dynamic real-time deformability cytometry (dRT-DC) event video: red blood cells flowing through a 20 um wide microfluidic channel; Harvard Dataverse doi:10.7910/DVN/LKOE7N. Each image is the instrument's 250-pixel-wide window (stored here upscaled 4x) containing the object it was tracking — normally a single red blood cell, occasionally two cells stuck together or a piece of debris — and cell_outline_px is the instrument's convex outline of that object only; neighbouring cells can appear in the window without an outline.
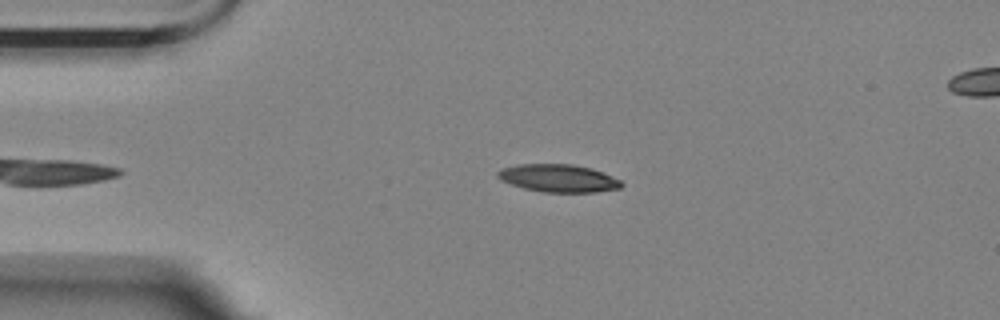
{"species": "Egyptian fruit bat (a non-hibernating species)", "species_latin": "Rousettus aegyptiacus", "temperature_condition": "room temperature", "stored_images_in_passage": 41, "camera_frame_rate_fps": 3000, "um_per_image_px": 0.085, "animal": {"sex": "female"}, "frame": {"image": 1, "passage_image": 3, "time_ms": 0.667, "image_size_px": [1000, 320], "cell_outline_px": [[624, 184], [620, 188], [596, 192], [544, 192], [524, 188], [500, 180], [496, 176], [496, 172], [500, 168], [520, 164], [572, 164], [592, 168], [604, 172], [620, 180]], "centroid_in_image_um": [47.46, 15.14], "position_along_channel_um": 37.5, "area_um2": 20.11}}
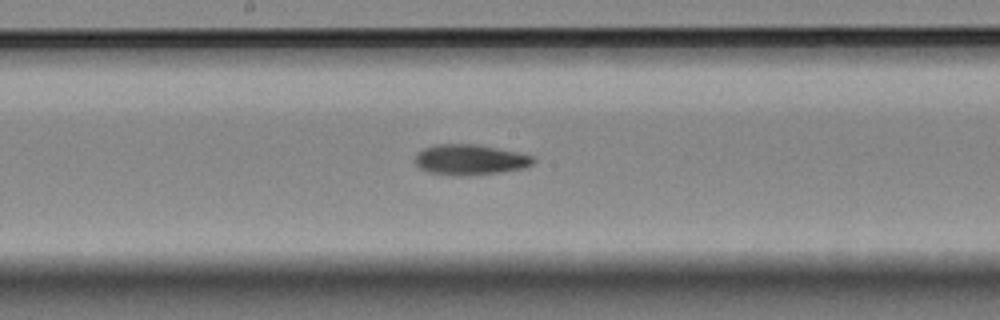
{"frame": {"image": 2, "passage_image": 20, "time_ms": 6.333, "image_size_px": [1000, 320], "cell_outline_px": [[536, 160], [532, 164], [524, 168], [500, 172], [460, 176], [456, 176], [428, 172], [420, 168], [416, 164], [416, 156], [424, 148], [436, 144], [476, 144], [516, 152], [532, 156]], "centroid_in_image_um": [39.95, 13.58], "position_along_channel_um": 208.2, "area_um2": 20.75}}
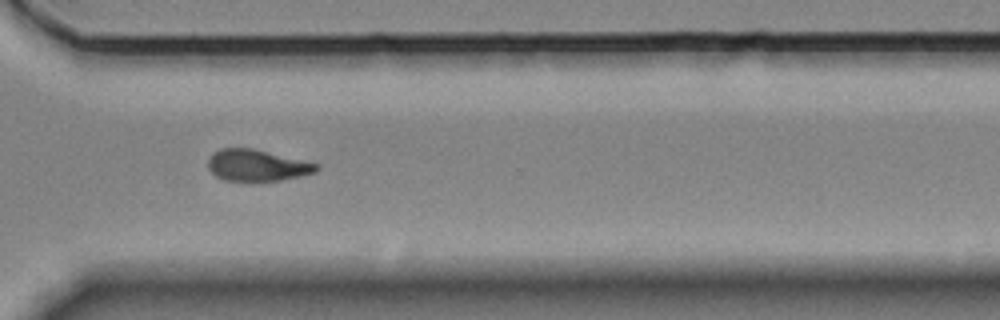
{"frame": {"image": 3, "passage_image": 32, "time_ms": 10.333, "image_size_px": [1000, 320], "cell_outline_px": [[320, 168], [316, 172], [300, 176], [280, 180], [224, 180], [216, 176], [208, 168], [208, 160], [212, 152], [220, 148], [252, 148], [320, 164]], "centroid_in_image_um": [21.84, 14.04], "position_along_channel_um": 348.8, "area_um2": 19.77}, "authors_computed_cell_mechanics": {"area_um2": 20.7502, "velocity_mm_per_s": 3.5104, "shape_relaxation_time_tau1_ms": 5.762, "shape_relaxation_time_tau2_ms": 4.8478, "deformation_change_tau1": 0.1849, "deformation_change_tau2": 0.1299}}